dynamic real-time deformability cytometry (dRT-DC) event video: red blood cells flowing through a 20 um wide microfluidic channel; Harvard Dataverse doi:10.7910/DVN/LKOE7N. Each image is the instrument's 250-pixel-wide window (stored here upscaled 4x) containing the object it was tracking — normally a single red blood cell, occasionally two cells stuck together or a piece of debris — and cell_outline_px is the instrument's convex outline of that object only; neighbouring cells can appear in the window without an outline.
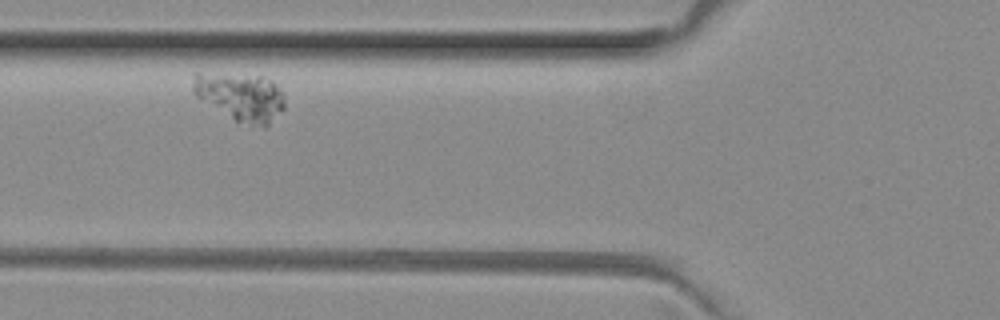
{"species": "common noctule bat (a hibernating species)", "species_latin": "Nyctalus noctula", "temperature_condition": "room temperature", "stored_images_in_passage": 3, "camera_frame_rate_fps": 3000, "um_per_image_px": 0.085, "animal": {"sex": "female", "body_mass_g": 29.2, "forearm_length_mm": 56.3}, "frame": {"image": 1, "passage_image": 2, "time_ms": 0.333, "image_size_px": [1000, 320], "cell_outline_px": [[284, 108], [264, 128], [236, 120], [196, 96], [192, 88], [192, 76], [196, 72], [200, 72], [260, 76], [272, 80], [284, 92]], "centroid_in_image_um": [20.46, 8.18], "position_along_channel_um": 105.3, "area_um2": 25.49}}
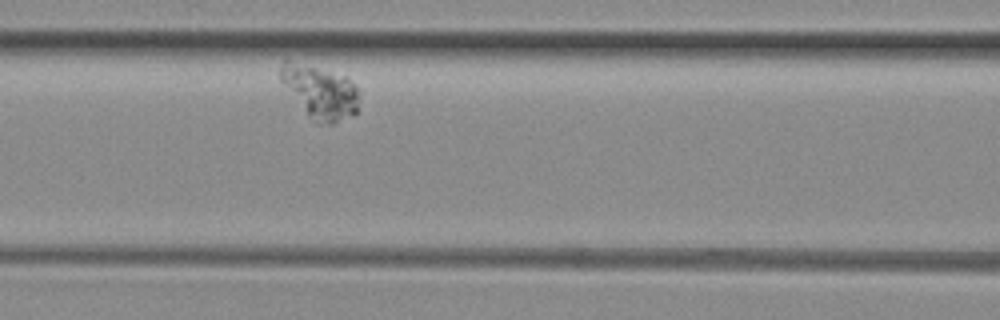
{"frame": {"image": 2, "passage_image": 3, "time_ms": 0.667, "image_size_px": [1000, 320], "cell_outline_px": [[360, 92], [356, 112], [352, 116], [332, 124], [320, 124], [308, 116], [280, 80], [280, 68], [284, 56], [344, 76]], "centroid_in_image_um": [27.17, 7.78], "position_along_channel_um": 139.4, "area_um2": 24.45}}